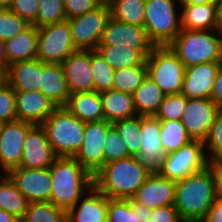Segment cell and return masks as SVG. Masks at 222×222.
I'll list each match as a JSON object with an SVG mask.
<instances>
[{"label": "cell", "mask_w": 222, "mask_h": 222, "mask_svg": "<svg viewBox=\"0 0 222 222\" xmlns=\"http://www.w3.org/2000/svg\"><path fill=\"white\" fill-rule=\"evenodd\" d=\"M222 61L204 62L186 67L182 94L187 98H211L214 80Z\"/></svg>", "instance_id": "cell-19"}, {"label": "cell", "mask_w": 222, "mask_h": 222, "mask_svg": "<svg viewBox=\"0 0 222 222\" xmlns=\"http://www.w3.org/2000/svg\"><path fill=\"white\" fill-rule=\"evenodd\" d=\"M110 8L107 1H103L94 10L81 16L67 19L72 43L79 50H96L102 31L110 18Z\"/></svg>", "instance_id": "cell-9"}, {"label": "cell", "mask_w": 222, "mask_h": 222, "mask_svg": "<svg viewBox=\"0 0 222 222\" xmlns=\"http://www.w3.org/2000/svg\"><path fill=\"white\" fill-rule=\"evenodd\" d=\"M99 45L127 46L140 51L146 58L155 47L144 27L123 23L112 17L102 31Z\"/></svg>", "instance_id": "cell-12"}, {"label": "cell", "mask_w": 222, "mask_h": 222, "mask_svg": "<svg viewBox=\"0 0 222 222\" xmlns=\"http://www.w3.org/2000/svg\"><path fill=\"white\" fill-rule=\"evenodd\" d=\"M36 28L66 21L63 0H39Z\"/></svg>", "instance_id": "cell-39"}, {"label": "cell", "mask_w": 222, "mask_h": 222, "mask_svg": "<svg viewBox=\"0 0 222 222\" xmlns=\"http://www.w3.org/2000/svg\"><path fill=\"white\" fill-rule=\"evenodd\" d=\"M64 107L84 123L104 119L101 92L93 91L70 94Z\"/></svg>", "instance_id": "cell-27"}, {"label": "cell", "mask_w": 222, "mask_h": 222, "mask_svg": "<svg viewBox=\"0 0 222 222\" xmlns=\"http://www.w3.org/2000/svg\"><path fill=\"white\" fill-rule=\"evenodd\" d=\"M39 0H12L10 10L20 16L30 25L36 21Z\"/></svg>", "instance_id": "cell-46"}, {"label": "cell", "mask_w": 222, "mask_h": 222, "mask_svg": "<svg viewBox=\"0 0 222 222\" xmlns=\"http://www.w3.org/2000/svg\"><path fill=\"white\" fill-rule=\"evenodd\" d=\"M112 127L105 119L85 123L83 144L73 158L93 177L104 166V142Z\"/></svg>", "instance_id": "cell-11"}, {"label": "cell", "mask_w": 222, "mask_h": 222, "mask_svg": "<svg viewBox=\"0 0 222 222\" xmlns=\"http://www.w3.org/2000/svg\"><path fill=\"white\" fill-rule=\"evenodd\" d=\"M188 98L182 93L165 95L155 117L160 121L181 120Z\"/></svg>", "instance_id": "cell-41"}, {"label": "cell", "mask_w": 222, "mask_h": 222, "mask_svg": "<svg viewBox=\"0 0 222 222\" xmlns=\"http://www.w3.org/2000/svg\"><path fill=\"white\" fill-rule=\"evenodd\" d=\"M41 126L57 157H74L83 144L85 123L65 107H57Z\"/></svg>", "instance_id": "cell-5"}, {"label": "cell", "mask_w": 222, "mask_h": 222, "mask_svg": "<svg viewBox=\"0 0 222 222\" xmlns=\"http://www.w3.org/2000/svg\"><path fill=\"white\" fill-rule=\"evenodd\" d=\"M150 173L136 156H130L106 163L93 177L94 186L107 198L128 199Z\"/></svg>", "instance_id": "cell-1"}, {"label": "cell", "mask_w": 222, "mask_h": 222, "mask_svg": "<svg viewBox=\"0 0 222 222\" xmlns=\"http://www.w3.org/2000/svg\"><path fill=\"white\" fill-rule=\"evenodd\" d=\"M160 120L155 116H141V148L137 158L150 172H157L166 153L161 145Z\"/></svg>", "instance_id": "cell-16"}, {"label": "cell", "mask_w": 222, "mask_h": 222, "mask_svg": "<svg viewBox=\"0 0 222 222\" xmlns=\"http://www.w3.org/2000/svg\"><path fill=\"white\" fill-rule=\"evenodd\" d=\"M201 222H222V202L215 201Z\"/></svg>", "instance_id": "cell-50"}, {"label": "cell", "mask_w": 222, "mask_h": 222, "mask_svg": "<svg viewBox=\"0 0 222 222\" xmlns=\"http://www.w3.org/2000/svg\"><path fill=\"white\" fill-rule=\"evenodd\" d=\"M211 99L222 109V64L218 68L216 78L214 80V88L211 94Z\"/></svg>", "instance_id": "cell-49"}, {"label": "cell", "mask_w": 222, "mask_h": 222, "mask_svg": "<svg viewBox=\"0 0 222 222\" xmlns=\"http://www.w3.org/2000/svg\"><path fill=\"white\" fill-rule=\"evenodd\" d=\"M33 126L19 120L0 124V170L3 173L20 165L25 138Z\"/></svg>", "instance_id": "cell-13"}, {"label": "cell", "mask_w": 222, "mask_h": 222, "mask_svg": "<svg viewBox=\"0 0 222 222\" xmlns=\"http://www.w3.org/2000/svg\"><path fill=\"white\" fill-rule=\"evenodd\" d=\"M107 222H141L139 217V202L133 198H108Z\"/></svg>", "instance_id": "cell-37"}, {"label": "cell", "mask_w": 222, "mask_h": 222, "mask_svg": "<svg viewBox=\"0 0 222 222\" xmlns=\"http://www.w3.org/2000/svg\"><path fill=\"white\" fill-rule=\"evenodd\" d=\"M203 144L209 162H222V109L217 113Z\"/></svg>", "instance_id": "cell-40"}, {"label": "cell", "mask_w": 222, "mask_h": 222, "mask_svg": "<svg viewBox=\"0 0 222 222\" xmlns=\"http://www.w3.org/2000/svg\"><path fill=\"white\" fill-rule=\"evenodd\" d=\"M6 78L14 91H40L41 60L35 58L10 64Z\"/></svg>", "instance_id": "cell-25"}, {"label": "cell", "mask_w": 222, "mask_h": 222, "mask_svg": "<svg viewBox=\"0 0 222 222\" xmlns=\"http://www.w3.org/2000/svg\"><path fill=\"white\" fill-rule=\"evenodd\" d=\"M104 147V165L114 160L130 157L123 140L114 127L108 131Z\"/></svg>", "instance_id": "cell-43"}, {"label": "cell", "mask_w": 222, "mask_h": 222, "mask_svg": "<svg viewBox=\"0 0 222 222\" xmlns=\"http://www.w3.org/2000/svg\"><path fill=\"white\" fill-rule=\"evenodd\" d=\"M149 222H184L174 205H166L152 209Z\"/></svg>", "instance_id": "cell-47"}, {"label": "cell", "mask_w": 222, "mask_h": 222, "mask_svg": "<svg viewBox=\"0 0 222 222\" xmlns=\"http://www.w3.org/2000/svg\"><path fill=\"white\" fill-rule=\"evenodd\" d=\"M29 202L19 192L14 181L7 173L0 177V209L15 215L20 220L24 217Z\"/></svg>", "instance_id": "cell-31"}, {"label": "cell", "mask_w": 222, "mask_h": 222, "mask_svg": "<svg viewBox=\"0 0 222 222\" xmlns=\"http://www.w3.org/2000/svg\"><path fill=\"white\" fill-rule=\"evenodd\" d=\"M107 2L113 19L144 27L145 0H107Z\"/></svg>", "instance_id": "cell-32"}, {"label": "cell", "mask_w": 222, "mask_h": 222, "mask_svg": "<svg viewBox=\"0 0 222 222\" xmlns=\"http://www.w3.org/2000/svg\"><path fill=\"white\" fill-rule=\"evenodd\" d=\"M12 0H0V9H9Z\"/></svg>", "instance_id": "cell-57"}, {"label": "cell", "mask_w": 222, "mask_h": 222, "mask_svg": "<svg viewBox=\"0 0 222 222\" xmlns=\"http://www.w3.org/2000/svg\"><path fill=\"white\" fill-rule=\"evenodd\" d=\"M219 110L211 98H188L181 121L191 140H206Z\"/></svg>", "instance_id": "cell-15"}, {"label": "cell", "mask_w": 222, "mask_h": 222, "mask_svg": "<svg viewBox=\"0 0 222 222\" xmlns=\"http://www.w3.org/2000/svg\"><path fill=\"white\" fill-rule=\"evenodd\" d=\"M161 145L167 154L176 151L191 141L181 120L160 121Z\"/></svg>", "instance_id": "cell-33"}, {"label": "cell", "mask_w": 222, "mask_h": 222, "mask_svg": "<svg viewBox=\"0 0 222 222\" xmlns=\"http://www.w3.org/2000/svg\"><path fill=\"white\" fill-rule=\"evenodd\" d=\"M181 29L218 30V3L180 4Z\"/></svg>", "instance_id": "cell-23"}, {"label": "cell", "mask_w": 222, "mask_h": 222, "mask_svg": "<svg viewBox=\"0 0 222 222\" xmlns=\"http://www.w3.org/2000/svg\"><path fill=\"white\" fill-rule=\"evenodd\" d=\"M216 201L212 168L176 182L174 207L184 222H201Z\"/></svg>", "instance_id": "cell-2"}, {"label": "cell", "mask_w": 222, "mask_h": 222, "mask_svg": "<svg viewBox=\"0 0 222 222\" xmlns=\"http://www.w3.org/2000/svg\"><path fill=\"white\" fill-rule=\"evenodd\" d=\"M21 222H67V213L51 202L29 203Z\"/></svg>", "instance_id": "cell-34"}, {"label": "cell", "mask_w": 222, "mask_h": 222, "mask_svg": "<svg viewBox=\"0 0 222 222\" xmlns=\"http://www.w3.org/2000/svg\"><path fill=\"white\" fill-rule=\"evenodd\" d=\"M29 25L10 9H0V40L5 42L11 39Z\"/></svg>", "instance_id": "cell-42"}, {"label": "cell", "mask_w": 222, "mask_h": 222, "mask_svg": "<svg viewBox=\"0 0 222 222\" xmlns=\"http://www.w3.org/2000/svg\"><path fill=\"white\" fill-rule=\"evenodd\" d=\"M0 222H21V220L15 215L0 209Z\"/></svg>", "instance_id": "cell-52"}, {"label": "cell", "mask_w": 222, "mask_h": 222, "mask_svg": "<svg viewBox=\"0 0 222 222\" xmlns=\"http://www.w3.org/2000/svg\"><path fill=\"white\" fill-rule=\"evenodd\" d=\"M0 65L7 70V59L5 56V42L0 40Z\"/></svg>", "instance_id": "cell-53"}, {"label": "cell", "mask_w": 222, "mask_h": 222, "mask_svg": "<svg viewBox=\"0 0 222 222\" xmlns=\"http://www.w3.org/2000/svg\"><path fill=\"white\" fill-rule=\"evenodd\" d=\"M37 44L38 30L34 25L5 41L7 68L14 62L37 58Z\"/></svg>", "instance_id": "cell-26"}, {"label": "cell", "mask_w": 222, "mask_h": 222, "mask_svg": "<svg viewBox=\"0 0 222 222\" xmlns=\"http://www.w3.org/2000/svg\"><path fill=\"white\" fill-rule=\"evenodd\" d=\"M214 179L215 199L222 202V162H209Z\"/></svg>", "instance_id": "cell-48"}, {"label": "cell", "mask_w": 222, "mask_h": 222, "mask_svg": "<svg viewBox=\"0 0 222 222\" xmlns=\"http://www.w3.org/2000/svg\"><path fill=\"white\" fill-rule=\"evenodd\" d=\"M7 174L29 203L50 202L52 181L49 168L16 167Z\"/></svg>", "instance_id": "cell-14"}, {"label": "cell", "mask_w": 222, "mask_h": 222, "mask_svg": "<svg viewBox=\"0 0 222 222\" xmlns=\"http://www.w3.org/2000/svg\"><path fill=\"white\" fill-rule=\"evenodd\" d=\"M17 120L41 125L57 108L40 91H15Z\"/></svg>", "instance_id": "cell-22"}, {"label": "cell", "mask_w": 222, "mask_h": 222, "mask_svg": "<svg viewBox=\"0 0 222 222\" xmlns=\"http://www.w3.org/2000/svg\"><path fill=\"white\" fill-rule=\"evenodd\" d=\"M37 58L44 63H62L77 49L72 43L68 21L37 28Z\"/></svg>", "instance_id": "cell-10"}, {"label": "cell", "mask_w": 222, "mask_h": 222, "mask_svg": "<svg viewBox=\"0 0 222 222\" xmlns=\"http://www.w3.org/2000/svg\"><path fill=\"white\" fill-rule=\"evenodd\" d=\"M147 76L165 95L182 92L186 67L169 46H155L146 58Z\"/></svg>", "instance_id": "cell-7"}, {"label": "cell", "mask_w": 222, "mask_h": 222, "mask_svg": "<svg viewBox=\"0 0 222 222\" xmlns=\"http://www.w3.org/2000/svg\"><path fill=\"white\" fill-rule=\"evenodd\" d=\"M179 0H145L144 28L155 46H168L180 33Z\"/></svg>", "instance_id": "cell-6"}, {"label": "cell", "mask_w": 222, "mask_h": 222, "mask_svg": "<svg viewBox=\"0 0 222 222\" xmlns=\"http://www.w3.org/2000/svg\"><path fill=\"white\" fill-rule=\"evenodd\" d=\"M49 169L50 202L66 211L94 185L93 176L73 157H57Z\"/></svg>", "instance_id": "cell-3"}, {"label": "cell", "mask_w": 222, "mask_h": 222, "mask_svg": "<svg viewBox=\"0 0 222 222\" xmlns=\"http://www.w3.org/2000/svg\"><path fill=\"white\" fill-rule=\"evenodd\" d=\"M40 92L57 107L66 105L70 92L60 63H44L41 60Z\"/></svg>", "instance_id": "cell-24"}, {"label": "cell", "mask_w": 222, "mask_h": 222, "mask_svg": "<svg viewBox=\"0 0 222 222\" xmlns=\"http://www.w3.org/2000/svg\"><path fill=\"white\" fill-rule=\"evenodd\" d=\"M175 187L176 182L161 176L158 172H151L132 198L150 209L173 205Z\"/></svg>", "instance_id": "cell-20"}, {"label": "cell", "mask_w": 222, "mask_h": 222, "mask_svg": "<svg viewBox=\"0 0 222 222\" xmlns=\"http://www.w3.org/2000/svg\"><path fill=\"white\" fill-rule=\"evenodd\" d=\"M91 68L95 91L103 92L113 88L115 70L97 50H91Z\"/></svg>", "instance_id": "cell-38"}, {"label": "cell", "mask_w": 222, "mask_h": 222, "mask_svg": "<svg viewBox=\"0 0 222 222\" xmlns=\"http://www.w3.org/2000/svg\"><path fill=\"white\" fill-rule=\"evenodd\" d=\"M181 4H206L211 3L213 0H179Z\"/></svg>", "instance_id": "cell-54"}, {"label": "cell", "mask_w": 222, "mask_h": 222, "mask_svg": "<svg viewBox=\"0 0 222 222\" xmlns=\"http://www.w3.org/2000/svg\"><path fill=\"white\" fill-rule=\"evenodd\" d=\"M16 120L15 91L6 82L0 87V124Z\"/></svg>", "instance_id": "cell-44"}, {"label": "cell", "mask_w": 222, "mask_h": 222, "mask_svg": "<svg viewBox=\"0 0 222 222\" xmlns=\"http://www.w3.org/2000/svg\"><path fill=\"white\" fill-rule=\"evenodd\" d=\"M61 65L70 94L95 91L91 50L77 49Z\"/></svg>", "instance_id": "cell-17"}, {"label": "cell", "mask_w": 222, "mask_h": 222, "mask_svg": "<svg viewBox=\"0 0 222 222\" xmlns=\"http://www.w3.org/2000/svg\"><path fill=\"white\" fill-rule=\"evenodd\" d=\"M56 158L45 129L41 125H34L26 135L22 159L18 167L50 168Z\"/></svg>", "instance_id": "cell-18"}, {"label": "cell", "mask_w": 222, "mask_h": 222, "mask_svg": "<svg viewBox=\"0 0 222 222\" xmlns=\"http://www.w3.org/2000/svg\"><path fill=\"white\" fill-rule=\"evenodd\" d=\"M104 119L110 123L137 116L133 95L114 89L101 92Z\"/></svg>", "instance_id": "cell-28"}, {"label": "cell", "mask_w": 222, "mask_h": 222, "mask_svg": "<svg viewBox=\"0 0 222 222\" xmlns=\"http://www.w3.org/2000/svg\"><path fill=\"white\" fill-rule=\"evenodd\" d=\"M103 0H63L66 19L81 16L98 7Z\"/></svg>", "instance_id": "cell-45"}, {"label": "cell", "mask_w": 222, "mask_h": 222, "mask_svg": "<svg viewBox=\"0 0 222 222\" xmlns=\"http://www.w3.org/2000/svg\"><path fill=\"white\" fill-rule=\"evenodd\" d=\"M218 3V20H219V29L222 31V0Z\"/></svg>", "instance_id": "cell-56"}, {"label": "cell", "mask_w": 222, "mask_h": 222, "mask_svg": "<svg viewBox=\"0 0 222 222\" xmlns=\"http://www.w3.org/2000/svg\"><path fill=\"white\" fill-rule=\"evenodd\" d=\"M147 77V65H136L114 71V90L133 94Z\"/></svg>", "instance_id": "cell-36"}, {"label": "cell", "mask_w": 222, "mask_h": 222, "mask_svg": "<svg viewBox=\"0 0 222 222\" xmlns=\"http://www.w3.org/2000/svg\"><path fill=\"white\" fill-rule=\"evenodd\" d=\"M113 127L123 140L128 154L137 157L141 148V116L116 121L113 123Z\"/></svg>", "instance_id": "cell-35"}, {"label": "cell", "mask_w": 222, "mask_h": 222, "mask_svg": "<svg viewBox=\"0 0 222 222\" xmlns=\"http://www.w3.org/2000/svg\"><path fill=\"white\" fill-rule=\"evenodd\" d=\"M152 209L139 203V217L141 222H149V216Z\"/></svg>", "instance_id": "cell-51"}, {"label": "cell", "mask_w": 222, "mask_h": 222, "mask_svg": "<svg viewBox=\"0 0 222 222\" xmlns=\"http://www.w3.org/2000/svg\"><path fill=\"white\" fill-rule=\"evenodd\" d=\"M207 166L209 160L203 142L191 140L180 149L167 153L157 172L173 182H179Z\"/></svg>", "instance_id": "cell-8"}, {"label": "cell", "mask_w": 222, "mask_h": 222, "mask_svg": "<svg viewBox=\"0 0 222 222\" xmlns=\"http://www.w3.org/2000/svg\"><path fill=\"white\" fill-rule=\"evenodd\" d=\"M66 213L67 222H107L108 198L93 185Z\"/></svg>", "instance_id": "cell-21"}, {"label": "cell", "mask_w": 222, "mask_h": 222, "mask_svg": "<svg viewBox=\"0 0 222 222\" xmlns=\"http://www.w3.org/2000/svg\"><path fill=\"white\" fill-rule=\"evenodd\" d=\"M7 82L6 69L0 65V87Z\"/></svg>", "instance_id": "cell-55"}, {"label": "cell", "mask_w": 222, "mask_h": 222, "mask_svg": "<svg viewBox=\"0 0 222 222\" xmlns=\"http://www.w3.org/2000/svg\"><path fill=\"white\" fill-rule=\"evenodd\" d=\"M132 95L137 115L140 116H155L165 97L160 87L148 76Z\"/></svg>", "instance_id": "cell-29"}, {"label": "cell", "mask_w": 222, "mask_h": 222, "mask_svg": "<svg viewBox=\"0 0 222 222\" xmlns=\"http://www.w3.org/2000/svg\"><path fill=\"white\" fill-rule=\"evenodd\" d=\"M185 67L222 61V32L184 30L168 45Z\"/></svg>", "instance_id": "cell-4"}, {"label": "cell", "mask_w": 222, "mask_h": 222, "mask_svg": "<svg viewBox=\"0 0 222 222\" xmlns=\"http://www.w3.org/2000/svg\"><path fill=\"white\" fill-rule=\"evenodd\" d=\"M96 50L114 70L147 65L146 57L140 51L127 46L98 45Z\"/></svg>", "instance_id": "cell-30"}]
</instances>
